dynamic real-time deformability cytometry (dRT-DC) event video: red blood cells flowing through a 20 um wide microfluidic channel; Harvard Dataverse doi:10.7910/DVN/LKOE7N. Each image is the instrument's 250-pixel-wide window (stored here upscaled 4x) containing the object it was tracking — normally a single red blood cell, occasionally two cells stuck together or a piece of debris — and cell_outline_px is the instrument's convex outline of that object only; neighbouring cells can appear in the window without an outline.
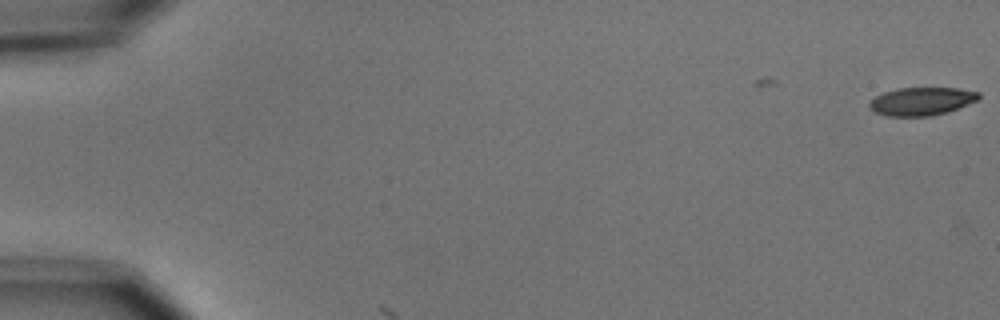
{"species": "common noctule bat (a hibernating species)", "species_latin": "Nyctalus noctula", "temperature_condition": "cold", "stored_images_in_passage": 2, "camera_frame_rate_fps": 3000, "um_per_image_px": 0.085, "animal": {"sex": "male", "body_mass_g": 15.6}, "frame": {"image": 1, "passage_image": 1, "time_ms": 0.0, "image_size_px": [1000, 320], "cell_outline_px": [[980, 96], [976, 100], [948, 112], [928, 116], [888, 116], [876, 112], [868, 108], [868, 104], [876, 96], [884, 92], [896, 88], [960, 88], [980, 92]], "centroid_in_image_um": [78.32, 8.6], "position_along_channel_um": 6.7, "area_um2": 17.8}}